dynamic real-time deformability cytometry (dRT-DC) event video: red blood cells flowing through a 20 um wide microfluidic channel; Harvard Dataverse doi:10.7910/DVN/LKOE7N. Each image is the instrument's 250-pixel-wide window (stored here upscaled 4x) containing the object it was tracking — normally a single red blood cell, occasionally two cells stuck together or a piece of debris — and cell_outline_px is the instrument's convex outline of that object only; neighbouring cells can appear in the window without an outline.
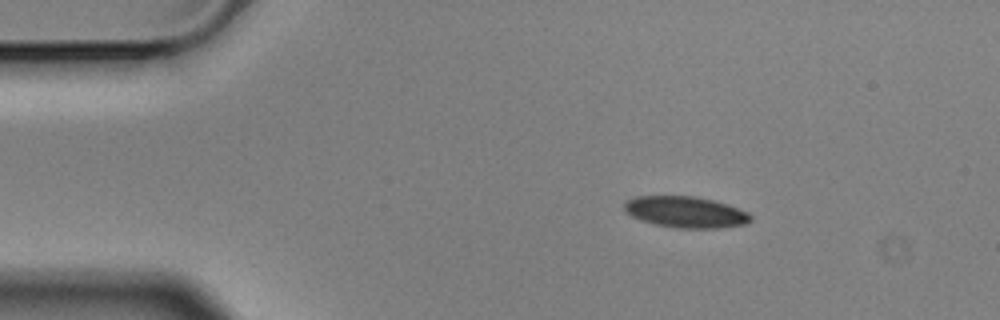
{"species": "Egyptian fruit bat (a non-hibernating species)", "species_latin": "Rousettus aegyptiacus", "temperature_condition": "cold", "stored_images_in_passage": 3, "camera_frame_rate_fps": 3000, "um_per_image_px": 0.085, "animal": {"sex": "male"}, "frame": {"image": 1, "passage_image": 1, "time_ms": 0.0, "image_size_px": [1000, 320], "cell_outline_px": [[752, 220], [744, 224], [720, 228], [676, 228], [656, 224], [632, 216], [624, 208], [624, 204], [628, 200], [636, 196], [696, 196], [728, 204], [748, 212], [752, 216]], "centroid_in_image_um": [58.33, 18.02], "position_along_channel_um": 26.7, "area_um2": 22.83}}